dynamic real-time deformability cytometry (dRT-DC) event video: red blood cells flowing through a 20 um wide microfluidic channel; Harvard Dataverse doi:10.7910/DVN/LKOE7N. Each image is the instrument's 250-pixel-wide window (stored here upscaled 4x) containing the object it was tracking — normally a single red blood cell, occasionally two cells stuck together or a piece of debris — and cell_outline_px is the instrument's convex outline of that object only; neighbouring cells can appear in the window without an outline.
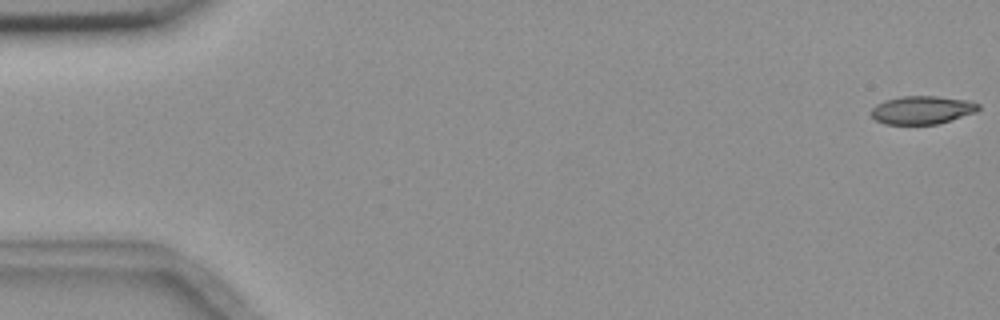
{"species": "common noctule bat (a hibernating species)", "species_latin": "Nyctalus noctula", "temperature_condition": "room temperature", "stored_images_in_passage": 5, "camera_frame_rate_fps": 3000, "um_per_image_px": 0.085, "animal": {"sex": "female", "body_mass_g": 18.4}, "frame": {"image": 1, "passage_image": 1, "time_ms": 0.0, "image_size_px": [1000, 320], "cell_outline_px": [[980, 108], [976, 112], [936, 124], [884, 124], [876, 120], [872, 116], [872, 108], [876, 104], [884, 100], [900, 96], [936, 96], [972, 100], [980, 104]], "centroid_in_image_um": [78.39, 9.33], "position_along_channel_um": 6.6, "area_um2": 17.69}}
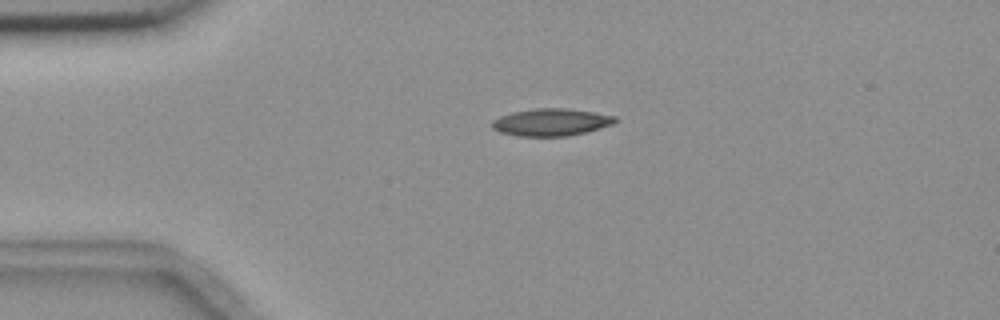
{"frame": {"image": 2, "passage_image": 4, "time_ms": 4.0, "image_size_px": [1000, 320], "cell_outline_px": [[620, 120], [612, 124], [600, 128], [568, 136], [516, 136], [500, 132], [492, 128], [492, 120], [500, 116], [512, 112], [536, 108], [564, 108], [592, 112], [616, 116]], "centroid_in_image_um": [46.84, 10.39], "position_along_channel_um": 38.2, "area_um2": 19.54}}